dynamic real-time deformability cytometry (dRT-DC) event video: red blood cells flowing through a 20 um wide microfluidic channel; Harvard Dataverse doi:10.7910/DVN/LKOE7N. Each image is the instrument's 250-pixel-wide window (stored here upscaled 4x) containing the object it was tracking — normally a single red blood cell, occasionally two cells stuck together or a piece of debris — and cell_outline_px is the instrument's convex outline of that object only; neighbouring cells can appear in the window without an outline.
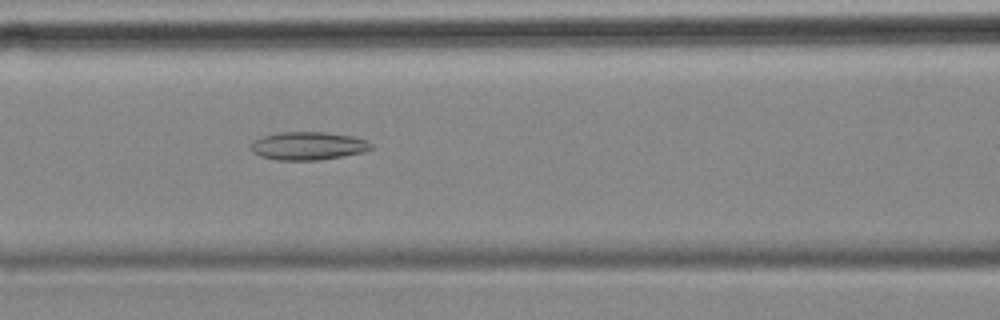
{"species": "common noctule bat (a hibernating species)", "species_latin": "Nyctalus noctula", "temperature_condition": "cold", "stored_images_in_passage": 38, "camera_frame_rate_fps": 3000, "um_per_image_px": 0.085, "animal": {"sex": "female", "body_mass_g": 18.4}, "frame": {"image": 1, "passage_image": 13, "time_ms": 4.0, "image_size_px": [1000, 320], "cell_outline_px": [[372, 148], [364, 152], [320, 160], [276, 160], [260, 156], [252, 152], [252, 140], [264, 136], [280, 132], [324, 132], [356, 136], [368, 140], [372, 144]], "centroid_in_image_um": [26.22, 12.39], "position_along_channel_um": 140.4, "area_um2": 19.83}}
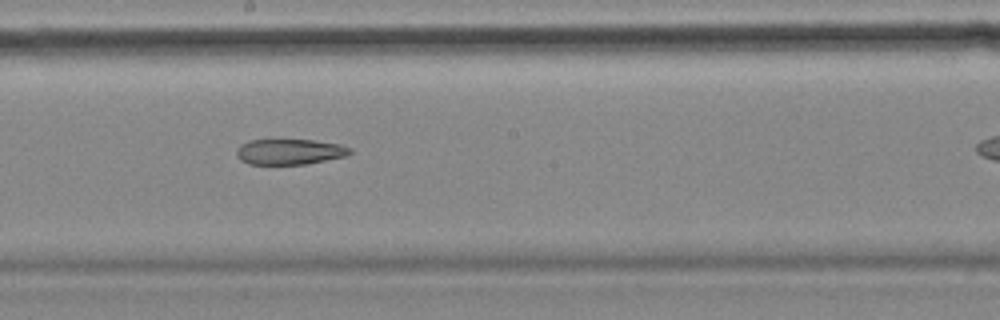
{"frame": {"image": 2, "passage_image": 20, "time_ms": 6.333, "image_size_px": [1000, 320], "cell_outline_px": [[352, 152], [344, 156], [308, 164], [248, 164], [240, 160], [236, 156], [236, 148], [240, 144], [248, 140], [316, 140], [340, 144], [352, 148]], "centroid_in_image_um": [24.59, 12.89], "position_along_channel_um": 223.6, "area_um2": 17.05}}
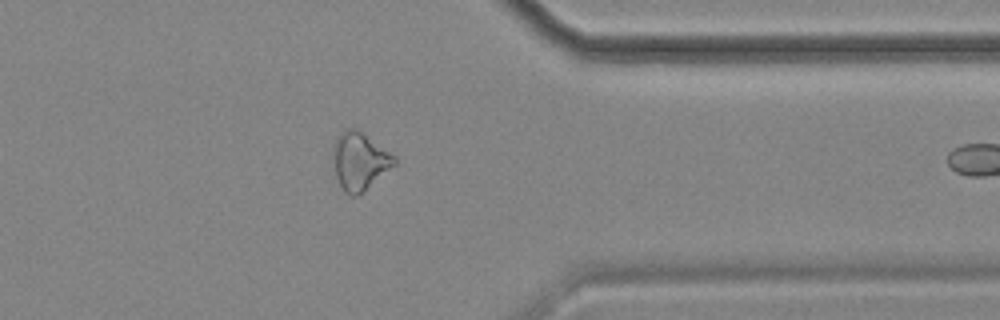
{"frame": {"image": 3, "passage_image": 34, "time_ms": 11.0, "image_size_px": [1000, 320], "cell_outline_px": [[396, 164], [364, 192], [356, 196], [352, 196], [344, 192], [336, 176], [332, 156], [332, 144], [336, 136], [344, 128], [356, 128], [364, 132], [396, 156]], "centroid_in_image_um": [30.56, 13.66], "position_along_channel_um": 380.8, "area_um2": 21.1}}